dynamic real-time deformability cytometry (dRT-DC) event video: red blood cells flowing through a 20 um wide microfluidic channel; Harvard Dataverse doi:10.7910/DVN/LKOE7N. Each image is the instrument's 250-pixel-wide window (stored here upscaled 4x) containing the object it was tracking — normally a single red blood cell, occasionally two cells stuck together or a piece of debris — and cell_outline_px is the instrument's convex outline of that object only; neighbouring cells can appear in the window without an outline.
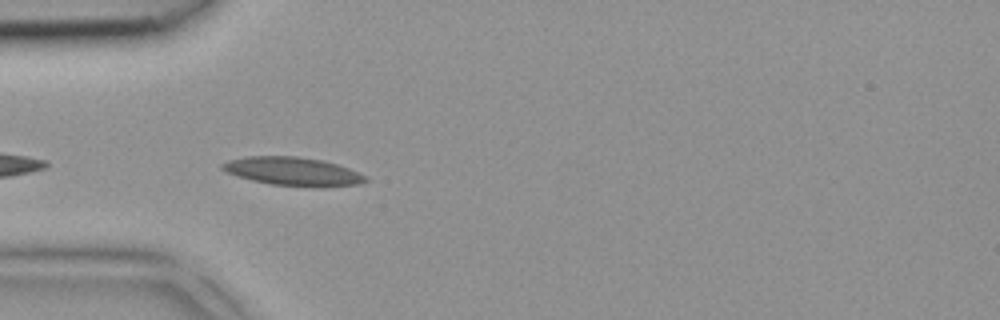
{"species": "common noctule bat (a hibernating species)", "species_latin": "Nyctalus noctula", "temperature_condition": "room temperature", "stored_images_in_passage": 4, "camera_frame_rate_fps": 3000, "um_per_image_px": 0.085, "animal": {"sex": "female", "body_mass_g": 18.4}, "frame": {"image": 1, "passage_image": 3, "time_ms": 0.667, "image_size_px": [1000, 320], "cell_outline_px": [[368, 180], [360, 184], [324, 188], [316, 188], [272, 184], [252, 180], [224, 172], [220, 168], [220, 164], [228, 160], [248, 156], [296, 156], [324, 160], [348, 168], [368, 176]], "centroid_in_image_um": [24.92, 14.58], "position_along_channel_um": 60.1, "area_um2": 24.16}}